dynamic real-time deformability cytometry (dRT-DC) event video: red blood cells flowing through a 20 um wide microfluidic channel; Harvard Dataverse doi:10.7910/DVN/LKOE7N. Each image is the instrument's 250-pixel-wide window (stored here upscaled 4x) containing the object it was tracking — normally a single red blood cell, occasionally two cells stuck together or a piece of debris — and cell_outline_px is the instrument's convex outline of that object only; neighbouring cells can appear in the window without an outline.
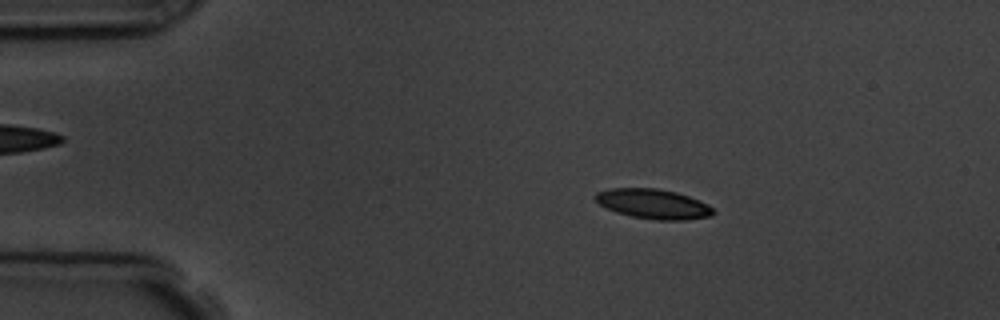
{"species": "common noctule bat (a hibernating species)", "species_latin": "Nyctalus noctula", "temperature_condition": "room temperature", "stored_images_in_passage": 4, "camera_frame_rate_fps": 3000, "um_per_image_px": 0.085, "animal": {"sex": "male", "body_mass_g": 19.5, "forearm_length_mm": 54.6}, "frame": {"image": 1, "passage_image": 2, "time_ms": 2.0, "image_size_px": [1000, 320], "cell_outline_px": [[716, 212], [712, 216], [684, 220], [656, 220], [632, 216], [616, 212], [600, 204], [592, 196], [596, 192], [608, 188], [656, 188], [676, 192], [688, 196], [708, 204]], "centroid_in_image_um": [55.52, 17.33], "position_along_channel_um": 29.5, "area_um2": 20.46}}
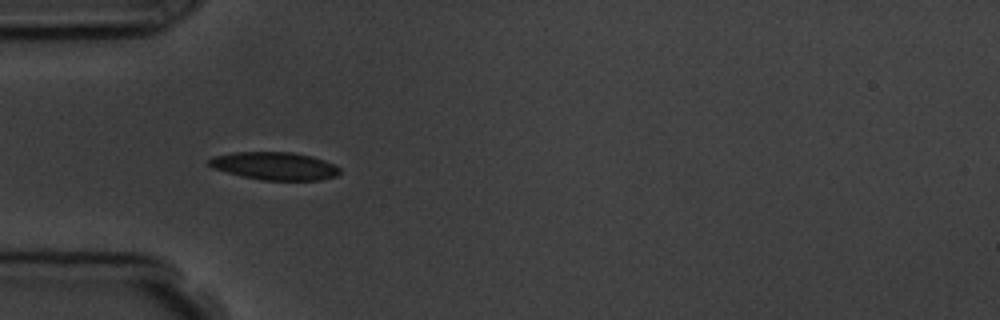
{"frame": {"image": 2, "passage_image": 4, "time_ms": 4.333, "image_size_px": [1000, 320], "cell_outline_px": [[340, 172], [336, 176], [320, 180], [260, 180], [240, 176], [212, 168], [208, 164], [208, 160], [212, 156], [232, 152], [292, 152], [312, 156], [324, 160], [340, 168]], "centroid_in_image_um": [23.31, 14.1], "position_along_channel_um": 61.7, "area_um2": 21.33}}